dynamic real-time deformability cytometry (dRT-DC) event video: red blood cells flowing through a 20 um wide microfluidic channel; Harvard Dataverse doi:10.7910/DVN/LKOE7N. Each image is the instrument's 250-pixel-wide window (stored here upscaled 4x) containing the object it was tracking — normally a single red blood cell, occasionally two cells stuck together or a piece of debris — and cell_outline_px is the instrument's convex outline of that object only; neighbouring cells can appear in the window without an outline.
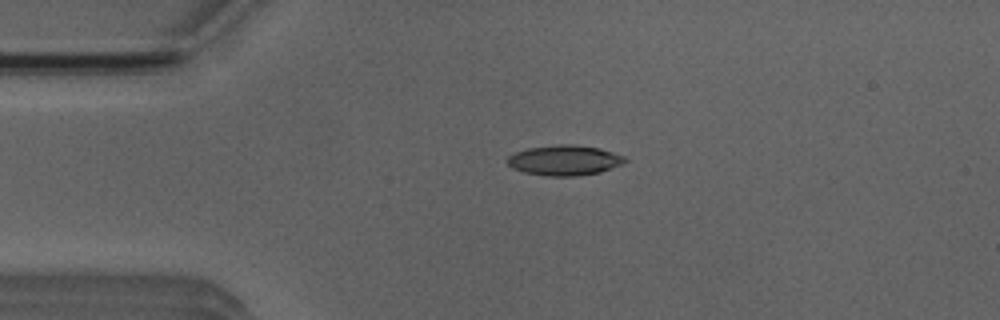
{"species": "Egyptian fruit bat (a non-hibernating species)", "species_latin": "Rousettus aegyptiacus", "temperature_condition": "room temperature", "stored_images_in_passage": 2, "camera_frame_rate_fps": 3000, "um_per_image_px": 0.085, "animal": {"sex": "male"}, "frame": {"image": 1, "passage_image": 1, "time_ms": 0.0, "image_size_px": [1000, 320], "cell_outline_px": [[628, 160], [620, 164], [600, 172], [576, 176], [548, 176], [524, 172], [512, 168], [504, 160], [508, 156], [516, 152], [528, 148], [556, 144], [576, 144], [600, 148], [624, 156]], "centroid_in_image_um": [47.94, 13.61], "position_along_channel_um": 37.1, "area_um2": 20.75}}